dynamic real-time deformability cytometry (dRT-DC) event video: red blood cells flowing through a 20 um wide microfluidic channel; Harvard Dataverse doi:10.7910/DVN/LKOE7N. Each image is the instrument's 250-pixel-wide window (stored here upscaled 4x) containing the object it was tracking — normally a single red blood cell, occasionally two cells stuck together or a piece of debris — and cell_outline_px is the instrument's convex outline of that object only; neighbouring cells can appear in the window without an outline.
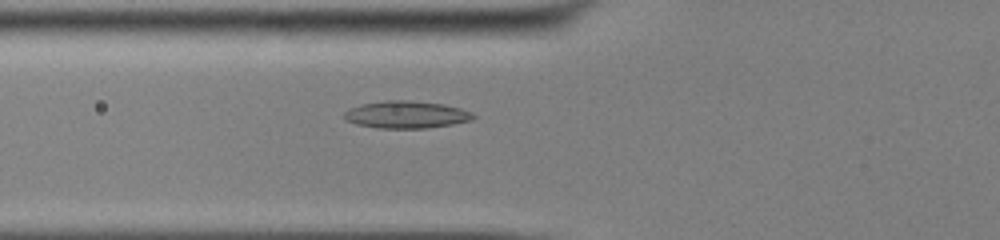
{"species": "common noctule bat (a hibernating species)", "species_latin": "Nyctalus noctula", "temperature_condition": "cold", "stored_images_in_passage": 36, "camera_frame_rate_fps": 3000, "um_per_image_px": 0.085, "animal": {"sex": "male", "body_mass_g": 13.0, "forearm_length_mm": 53.1}, "frame": {"image": 1, "passage_image": 3, "time_ms": 0.667, "image_size_px": [1000, 240], "cell_outline_px": [[476, 116], [472, 120], [452, 124], [428, 128], [376, 128], [356, 124], [344, 120], [344, 112], [348, 108], [360, 104], [384, 100], [408, 100], [444, 104], [460, 108], [472, 112]], "centroid_in_image_um": [34.5, 9.74], "position_along_channel_um": 91.3, "area_um2": 20.75}}
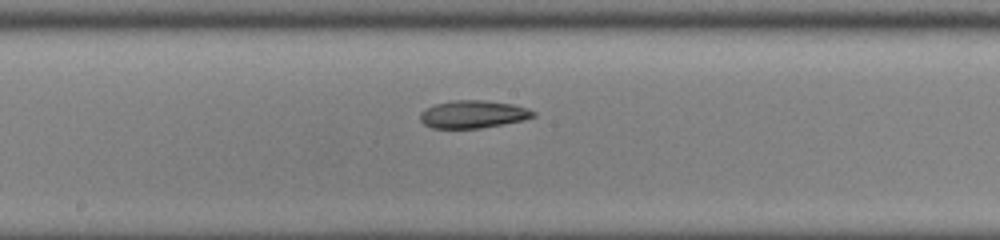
{"frame": {"image": 2, "passage_image": 12, "time_ms": 3.667, "image_size_px": [1000, 240], "cell_outline_px": [[536, 116], [524, 120], [504, 124], [480, 128], [432, 128], [424, 124], [420, 120], [420, 112], [436, 104], [452, 100], [484, 100], [512, 104], [528, 108], [536, 112]], "centroid_in_image_um": [40.24, 9.71], "position_along_channel_um": 208.0, "area_um2": 18.26}}
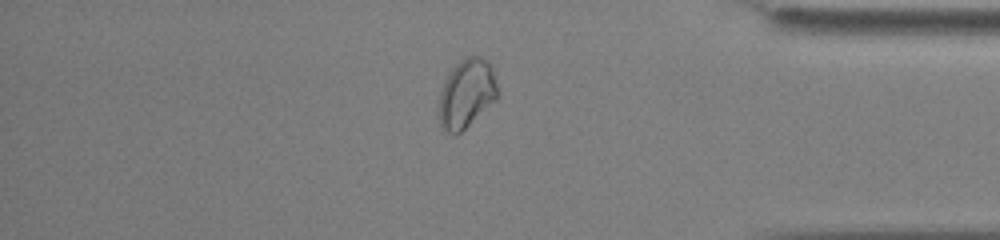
{"frame": {"image": 3, "passage_image": 28, "time_ms": 9.0, "image_size_px": [1000, 240], "cell_outline_px": [[496, 100], [456, 136], [452, 136], [440, 124], [436, 112], [440, 92], [444, 80], [452, 68], [464, 56], [480, 56], [488, 60], [492, 64], [496, 80]], "centroid_in_image_um": [39.62, 7.94], "position_along_channel_um": 395.6, "area_um2": 23.93}, "authors_computed_cell_mechanics": {"area_um2": 19.4208, "velocity_mm_per_s": 3.8843, "shape_relaxation_time_tau1_ms": null, "shape_relaxation_time_tau2_ms": 4.4155, "deformation_change_tau1": null, "deformation_change_tau2": 0.0838}}